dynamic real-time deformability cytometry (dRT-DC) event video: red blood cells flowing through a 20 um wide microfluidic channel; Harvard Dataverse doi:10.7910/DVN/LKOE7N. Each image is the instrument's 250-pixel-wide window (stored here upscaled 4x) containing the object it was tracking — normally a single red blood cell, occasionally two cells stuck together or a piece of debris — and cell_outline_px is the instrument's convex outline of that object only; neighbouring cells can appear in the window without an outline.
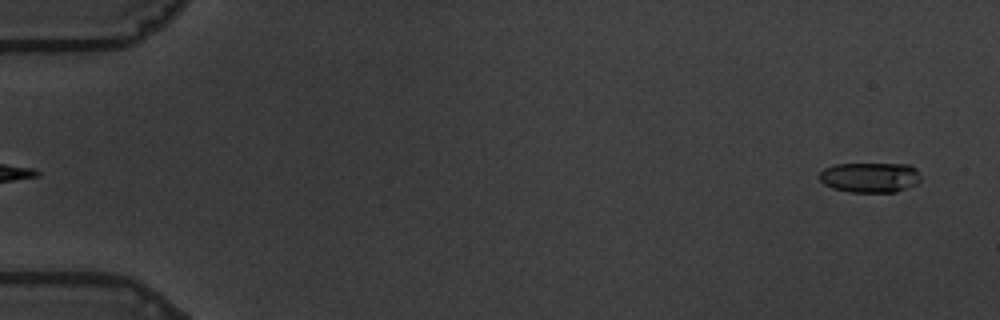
{"species": "common noctule bat (a hibernating species)", "species_latin": "Nyctalus noctula", "temperature_condition": "warm", "stored_images_in_passage": 57, "camera_frame_rate_fps": 3000, "um_per_image_px": 0.085, "animal": {"sex": "male", "body_mass_g": 19.5, "forearm_length_mm": 54.6}, "frame": {"image": 1, "passage_image": 2, "time_ms": 0.333, "image_size_px": [1000, 320], "cell_outline_px": [[920, 180], [916, 184], [896, 192], [848, 192], [832, 188], [824, 184], [820, 180], [820, 172], [824, 168], [832, 164], [908, 164], [916, 168], [920, 176]], "centroid_in_image_um": [73.93, 15.08], "position_along_channel_um": 11.1, "area_um2": 17.86}}
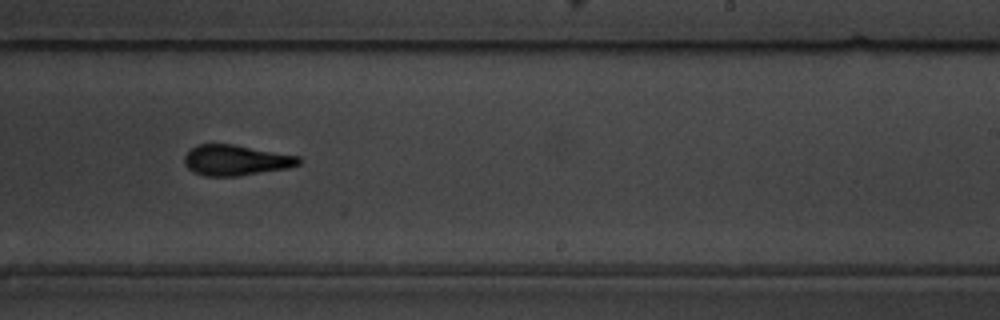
{"frame": {"image": 2, "passage_image": 36, "time_ms": 11.667, "image_size_px": [1000, 320], "cell_outline_px": [[300, 164], [288, 168], [236, 176], [204, 176], [192, 172], [184, 164], [184, 156], [196, 144], [232, 144], [300, 156]], "centroid_in_image_um": [20.02, 13.62], "position_along_channel_um": 269.0, "area_um2": 20.35}}
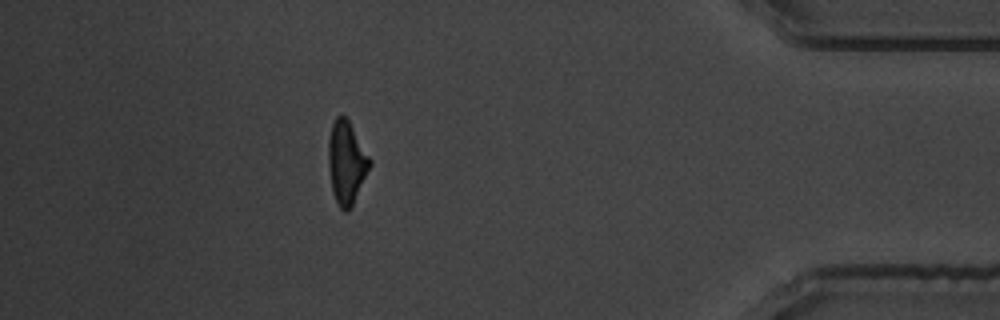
{"frame": {"image": 3, "passage_image": 51, "time_ms": 16.667, "image_size_px": [1000, 320], "cell_outline_px": [[372, 164], [352, 204], [344, 212], [340, 208], [332, 192], [328, 164], [328, 140], [332, 124], [336, 116], [340, 112], [348, 120], [372, 160]], "centroid_in_image_um": [29.44, 13.77], "position_along_channel_um": 405.8, "area_um2": 19.83}, "authors_computed_cell_mechanics": {"area_um2": 19.8254, "velocity_mm_per_s": 3.5645, "shape_relaxation_time_tau1_ms": 5.1399, "shape_relaxation_time_tau2_ms": 2.3518, "deformation_change_tau1": 0.1873, "deformation_change_tau2": 0.1212}}